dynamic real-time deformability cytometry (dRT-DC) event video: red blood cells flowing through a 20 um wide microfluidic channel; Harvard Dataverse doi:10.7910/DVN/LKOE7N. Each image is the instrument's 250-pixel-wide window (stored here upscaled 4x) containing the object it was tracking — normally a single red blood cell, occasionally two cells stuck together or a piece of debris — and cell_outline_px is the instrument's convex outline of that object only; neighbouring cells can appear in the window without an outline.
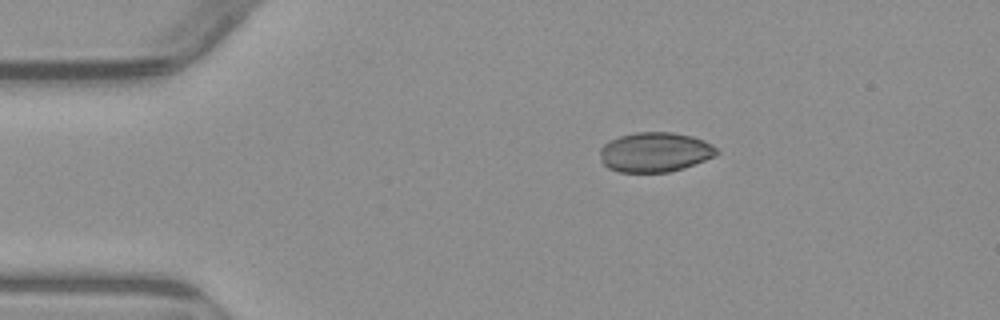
{"species": "common noctule bat (a hibernating species)", "species_latin": "Nyctalus noctula", "temperature_condition": "warm", "stored_images_in_passage": 3, "camera_frame_rate_fps": 3000, "um_per_image_px": 0.085, "animal": {"sex": "male", "body_mass_g": 23.1, "forearm_length_mm": 52.7}, "frame": {"image": 1, "passage_image": 1, "time_ms": 0.0, "image_size_px": [1000, 320], "cell_outline_px": [[720, 152], [716, 156], [684, 168], [668, 172], [620, 172], [608, 168], [600, 160], [600, 148], [608, 140], [620, 136], [636, 132], [672, 132], [692, 136], [704, 140], [712, 144]], "centroid_in_image_um": [55.68, 12.93], "position_along_channel_um": 29.3, "area_um2": 27.22}}
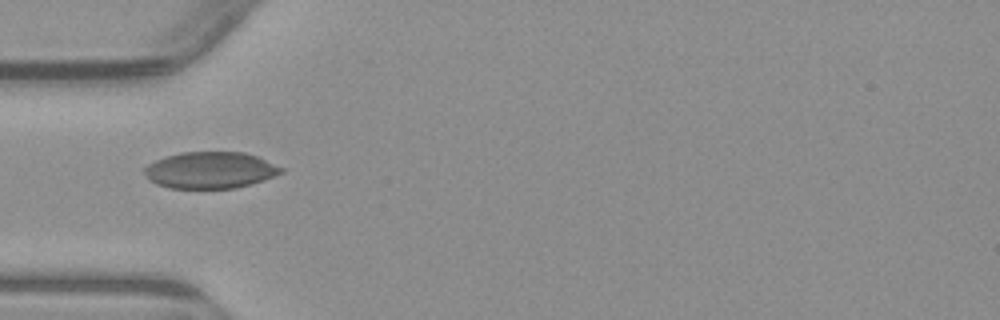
{"frame": {"image": 2, "passage_image": 3, "time_ms": 2.333, "image_size_px": [1000, 320], "cell_outline_px": [[284, 172], [264, 180], [236, 188], [168, 188], [156, 184], [144, 172], [144, 168], [148, 164], [164, 156], [180, 152], [244, 152], [256, 156], [284, 168]], "centroid_in_image_um": [17.88, 14.46], "position_along_channel_um": 67.1, "area_um2": 29.07}}